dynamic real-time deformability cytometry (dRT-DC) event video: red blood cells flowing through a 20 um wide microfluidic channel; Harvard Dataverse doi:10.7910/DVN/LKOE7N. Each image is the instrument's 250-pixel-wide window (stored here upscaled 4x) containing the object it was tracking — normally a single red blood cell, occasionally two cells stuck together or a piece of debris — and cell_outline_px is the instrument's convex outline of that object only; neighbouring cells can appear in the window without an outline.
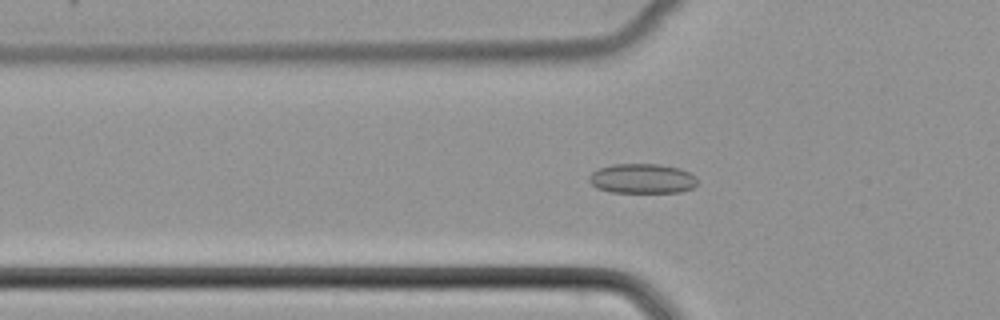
{"species": "common noctule bat (a hibernating species)", "species_latin": "Nyctalus noctula", "temperature_condition": "cold", "stored_images_in_passage": 53, "camera_frame_rate_fps": 3000, "um_per_image_px": 0.085, "animal": {"sex": "female", "body_mass_g": 22.7, "forearm_length_mm": 54.2}, "frame": {"image": 1, "passage_image": 19, "time_ms": 6.0, "image_size_px": [1000, 320], "cell_outline_px": [[696, 184], [692, 188], [680, 192], [612, 192], [596, 188], [588, 180], [588, 176], [592, 172], [600, 168], [612, 164], [660, 164], [680, 168], [696, 176]], "centroid_in_image_um": [54.57, 15.17], "position_along_channel_um": 71.2, "area_um2": 18.79}}
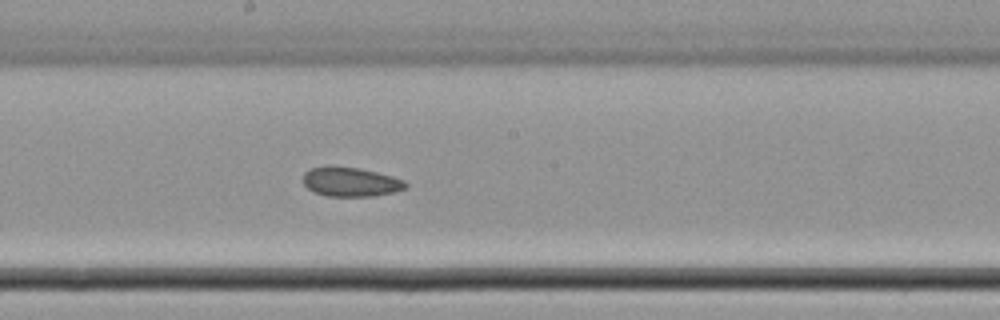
{"frame": {"image": 2, "passage_image": 30, "time_ms": 9.667, "image_size_px": [1000, 320], "cell_outline_px": [[408, 188], [392, 192], [372, 196], [328, 196], [312, 192], [304, 184], [304, 172], [312, 168], [328, 164], [360, 168], [392, 176], [404, 180], [408, 184]], "centroid_in_image_um": [29.79, 15.44], "position_along_channel_um": 218.4, "area_um2": 17.74}}
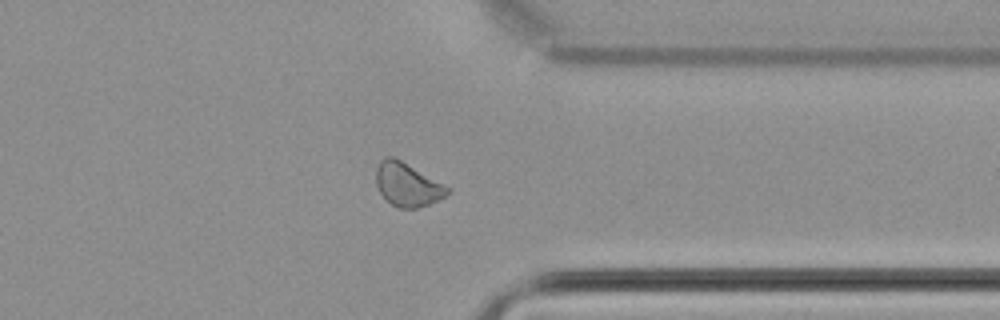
{"frame": {"image": 3, "passage_image": 42, "time_ms": 13.667, "image_size_px": [1000, 320], "cell_outline_px": [[452, 192], [428, 204], [416, 208], [396, 208], [380, 192], [376, 184], [376, 168], [380, 160], [384, 156], [392, 156], [400, 160], [452, 188]], "centroid_in_image_um": [34.63, 15.68], "position_along_channel_um": 376.8, "area_um2": 17.98}}